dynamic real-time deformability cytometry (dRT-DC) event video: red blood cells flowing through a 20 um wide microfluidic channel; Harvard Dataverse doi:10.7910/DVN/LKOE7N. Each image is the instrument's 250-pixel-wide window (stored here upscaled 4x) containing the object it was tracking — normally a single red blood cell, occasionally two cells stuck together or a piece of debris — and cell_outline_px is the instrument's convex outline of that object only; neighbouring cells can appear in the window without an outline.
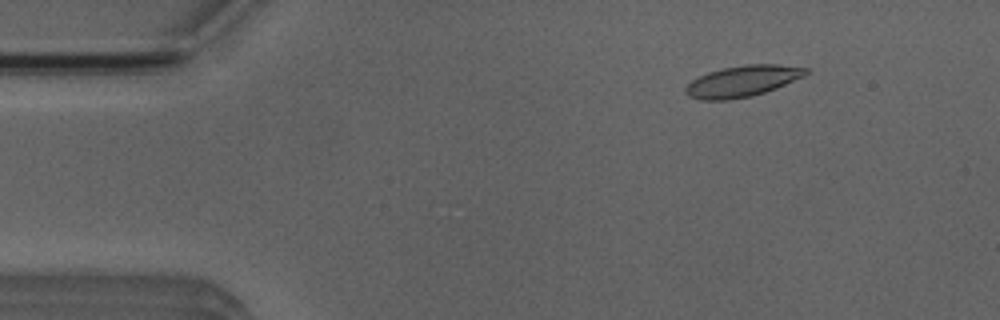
{"species": "Egyptian fruit bat (a non-hibernating species)", "species_latin": "Rousettus aegyptiacus", "temperature_condition": "room temperature", "stored_images_in_passage": 52, "camera_frame_rate_fps": 3000, "um_per_image_px": 0.085, "animal": {"sex": "male"}, "frame": {"image": 1, "passage_image": 7, "time_ms": 2.0, "image_size_px": [1000, 320], "cell_outline_px": [[808, 72], [804, 76], [776, 88], [752, 96], [728, 100], [700, 100], [688, 96], [684, 92], [684, 88], [692, 80], [708, 72], [720, 68], [744, 64], [776, 64], [808, 68]], "centroid_in_image_um": [63.07, 6.9], "position_along_channel_um": 21.9, "area_um2": 21.91}}
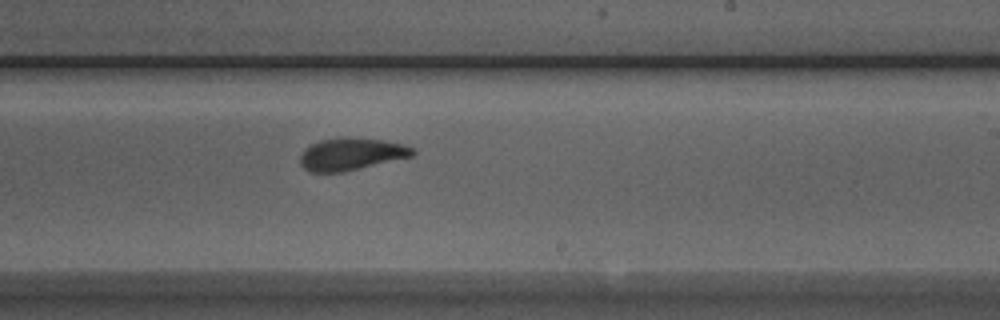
{"frame": {"image": 2, "passage_image": 31, "time_ms": 10.0, "image_size_px": [1000, 320], "cell_outline_px": [[416, 152], [412, 156], [344, 172], [308, 172], [300, 164], [300, 156], [312, 144], [320, 140], [344, 136], [348, 136], [384, 140], [404, 144], [416, 148]], "centroid_in_image_um": [29.89, 13.08], "position_along_channel_um": 259.1, "area_um2": 21.33}}
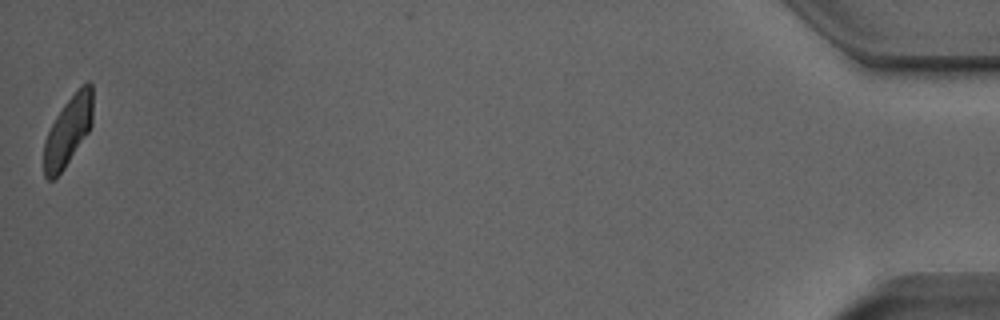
{"frame": {"image": 3, "passage_image": 52, "time_ms": 17.0, "image_size_px": [1000, 320], "cell_outline_px": [[92, 124], [88, 132], [64, 168], [52, 180], [48, 180], [44, 176], [44, 140], [56, 116], [64, 104], [88, 80], [92, 84]], "centroid_in_image_um": [5.78, 11.14], "position_along_channel_um": 429.4, "area_um2": 19.36}, "authors_computed_cell_mechanics": {"area_um2": 21.2415, "velocity_mm_per_s": 3.9109, "shape_relaxation_time_tau1_ms": 5.6693, "shape_relaxation_time_tau2_ms": 1.8021, "deformation_change_tau1": 0.1668, "deformation_change_tau2": 0.0804}}